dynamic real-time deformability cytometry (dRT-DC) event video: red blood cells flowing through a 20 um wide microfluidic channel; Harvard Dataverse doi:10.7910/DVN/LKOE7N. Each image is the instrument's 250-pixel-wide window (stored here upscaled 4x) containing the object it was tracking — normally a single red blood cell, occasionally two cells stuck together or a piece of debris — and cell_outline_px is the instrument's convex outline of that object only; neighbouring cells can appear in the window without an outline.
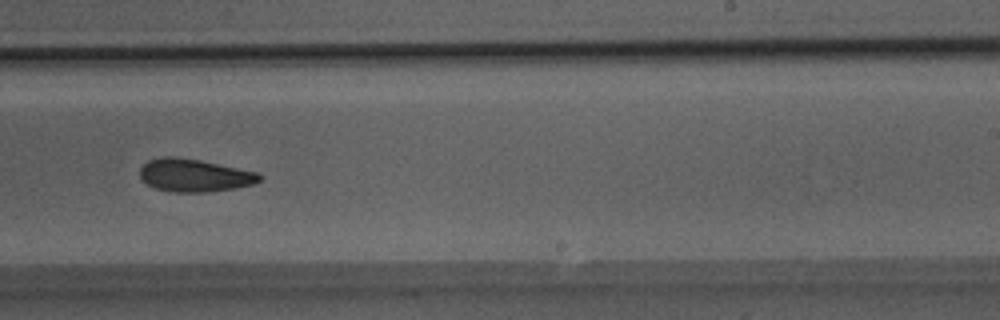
{"species": "Egyptian fruit bat (a non-hibernating species)", "species_latin": "Rousettus aegyptiacus", "temperature_condition": "room temperature", "stored_images_in_passage": 40, "camera_frame_rate_fps": 3000, "um_per_image_px": 0.085, "animal": {"sex": "male"}, "frame": {"image": 1, "passage_image": 22, "time_ms": 7.0, "image_size_px": [1000, 320], "cell_outline_px": [[264, 176], [256, 184], [236, 188], [204, 192], [168, 192], [156, 188], [148, 184], [140, 176], [140, 168], [148, 160], [160, 156], [176, 156], [200, 160], [256, 172]], "centroid_in_image_um": [16.52, 14.9], "position_along_channel_um": 272.5, "area_um2": 22.95}}
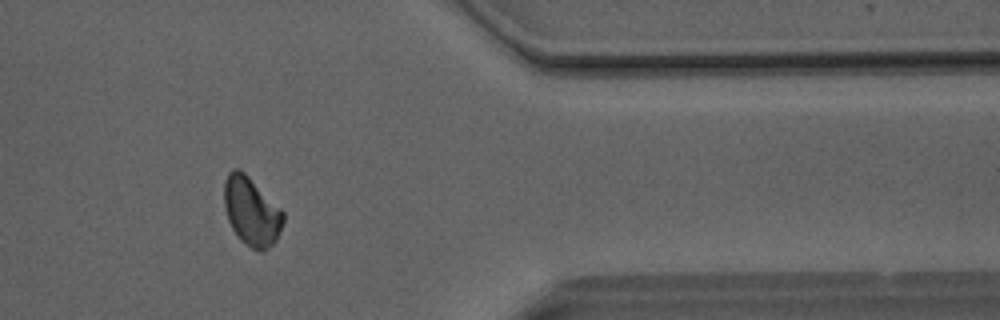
{"frame": {"image": 2, "passage_image": 32, "time_ms": 10.333, "image_size_px": [1000, 320], "cell_outline_px": [[284, 220], [280, 232], [276, 240], [268, 248], [260, 252], [252, 248], [240, 240], [232, 228], [228, 220], [224, 208], [224, 180], [228, 172], [232, 168], [240, 168], [284, 212]], "centroid_in_image_um": [21.35, 17.96], "position_along_channel_um": 390.0, "area_um2": 23.58}}
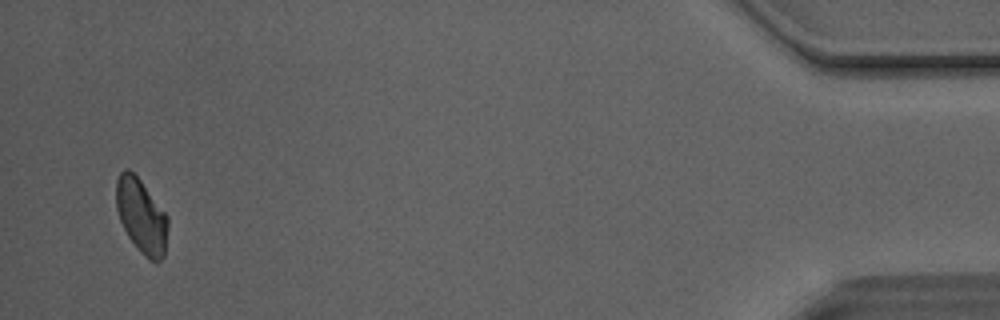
{"frame": {"image": 3, "passage_image": 39, "time_ms": 12.667, "image_size_px": [1000, 320], "cell_outline_px": [[168, 224], [164, 256], [156, 264], [148, 260], [140, 252], [128, 236], [120, 220], [116, 208], [116, 180], [120, 172], [124, 168], [128, 168], [140, 180], [168, 216]], "centroid_in_image_um": [12.01, 18.38], "position_along_channel_um": 423.2, "area_um2": 22.43}, "authors_computed_cell_mechanics": {"area_um2": 23.2356, "velocity_mm_per_s": 4.1127, "shape_relaxation_time_tau1_ms": 8.7898, "shape_relaxation_time_tau2_ms": 3.1105, "deformation_change_tau1": 0.1611, "deformation_change_tau2": 0.094}}